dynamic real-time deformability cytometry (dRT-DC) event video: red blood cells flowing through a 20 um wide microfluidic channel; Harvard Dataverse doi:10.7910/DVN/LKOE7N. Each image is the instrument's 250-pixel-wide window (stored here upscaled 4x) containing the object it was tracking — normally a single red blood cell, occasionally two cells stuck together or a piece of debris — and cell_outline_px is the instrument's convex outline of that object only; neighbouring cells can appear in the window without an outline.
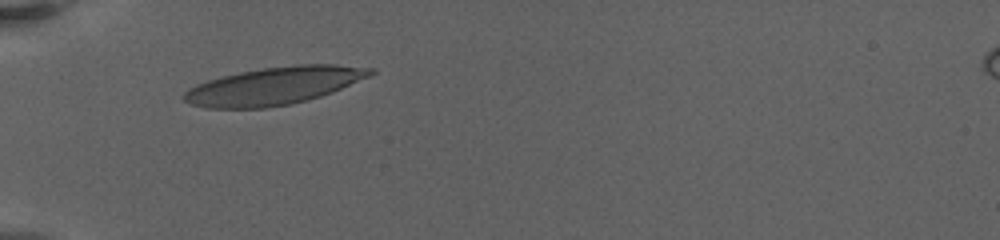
{"species": "human", "species_latin": "Homo sapiens", "temperature_condition": "warm", "stored_images_in_passage": 22, "camera_frame_rate_fps": 3000, "um_per_image_px": 0.085, "donor": {"sex": "female"}, "frame": {"image": 1, "passage_image": 1, "time_ms": 0.0, "image_size_px": [1000, 240], "cell_outline_px": [[376, 72], [368, 76], [332, 92], [308, 100], [288, 104], [264, 108], [208, 108], [192, 104], [184, 100], [184, 92], [188, 88], [196, 84], [220, 76], [240, 72], [264, 68], [296, 64], [336, 64], [376, 68]], "centroid_in_image_um": [23.3, 7.28], "position_along_channel_um": 61.7, "area_um2": 40.63}}